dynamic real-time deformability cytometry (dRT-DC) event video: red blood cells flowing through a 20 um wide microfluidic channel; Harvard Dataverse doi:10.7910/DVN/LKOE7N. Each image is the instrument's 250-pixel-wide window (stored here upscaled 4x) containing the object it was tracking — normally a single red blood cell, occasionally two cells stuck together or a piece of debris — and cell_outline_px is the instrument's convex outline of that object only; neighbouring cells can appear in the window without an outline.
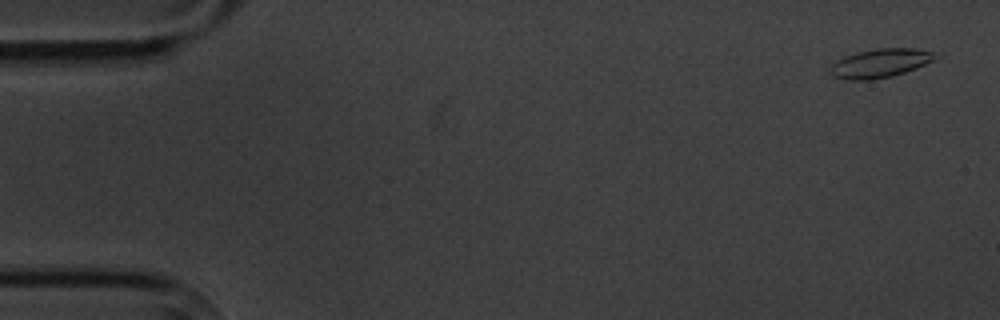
{"species": "common noctule bat (a hibernating species)", "species_latin": "Nyctalus noctula", "temperature_condition": "cold", "stored_images_in_passage": 6, "segment_of_instrument_passage": [2, 2], "camera_frame_rate_fps": 3000, "um_per_image_px": 0.085, "animal": {"sex": "male", "body_mass_g": 20.1, "forearm_length_mm": 53.5}, "frame": {"image": 1, "passage_image": 6, "time_ms": 6.0, "image_size_px": [1000, 320], "cell_outline_px": [[944, 52], [940, 56], [916, 68], [892, 76], [872, 80], [848, 80], [832, 76], [828, 72], [828, 68], [836, 60], [844, 56], [856, 52], [880, 48], [916, 48]], "centroid_in_image_um": [74.84, 5.36], "position_along_channel_um": 10.2, "area_um2": 18.09}}